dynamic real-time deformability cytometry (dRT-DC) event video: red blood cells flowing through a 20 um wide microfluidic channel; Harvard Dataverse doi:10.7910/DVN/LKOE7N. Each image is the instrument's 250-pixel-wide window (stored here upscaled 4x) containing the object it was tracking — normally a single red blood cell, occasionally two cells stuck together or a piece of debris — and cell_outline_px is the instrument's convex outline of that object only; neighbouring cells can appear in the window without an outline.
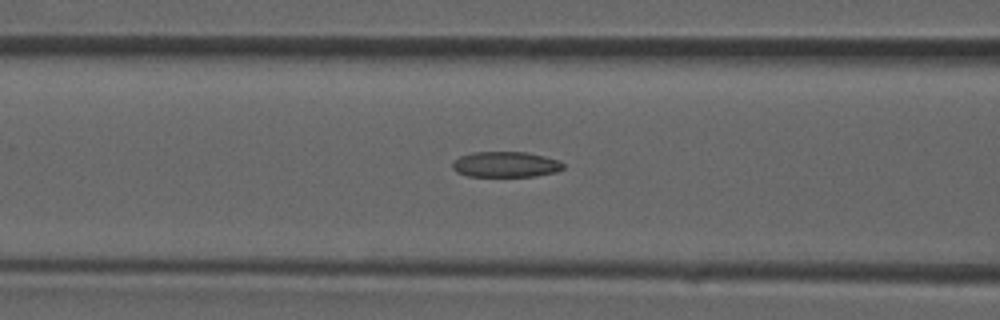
{"species": "common noctule bat (a hibernating species)", "species_latin": "Nyctalus noctula", "temperature_condition": "room temperature", "stored_images_in_passage": 35, "camera_frame_rate_fps": 3000, "um_per_image_px": 0.085, "animal": {"sex": "male", "forearm_length_mm": 52.5}, "frame": {"image": 1, "passage_image": 15, "time_ms": 4.667, "image_size_px": [1000, 320], "cell_outline_px": [[564, 168], [556, 172], [536, 176], [468, 176], [456, 172], [452, 168], [452, 164], [460, 156], [472, 152], [524, 152], [544, 156], [560, 160], [564, 164]], "centroid_in_image_um": [43.0, 13.98], "position_along_channel_um": 123.6, "area_um2": 16.53}}
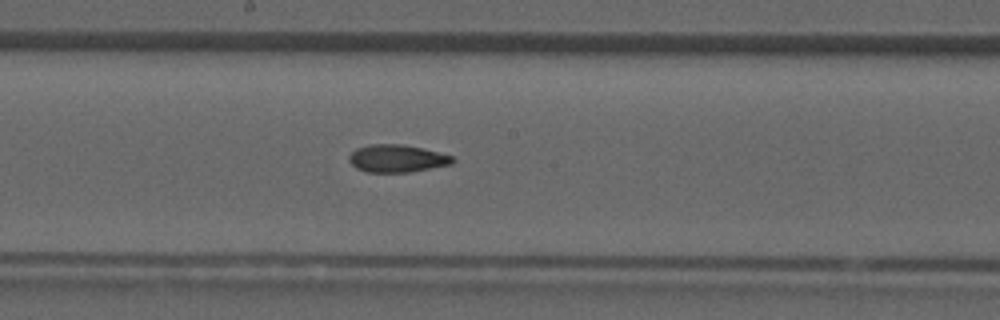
{"frame": {"image": 2, "passage_image": 20, "time_ms": 6.333, "image_size_px": [1000, 320], "cell_outline_px": [[456, 160], [452, 164], [408, 172], [368, 172], [356, 168], [348, 160], [348, 156], [356, 148], [368, 144], [404, 144], [424, 148], [452, 156]], "centroid_in_image_um": [33.73, 13.46], "position_along_channel_um": 214.5, "area_um2": 16.7}}